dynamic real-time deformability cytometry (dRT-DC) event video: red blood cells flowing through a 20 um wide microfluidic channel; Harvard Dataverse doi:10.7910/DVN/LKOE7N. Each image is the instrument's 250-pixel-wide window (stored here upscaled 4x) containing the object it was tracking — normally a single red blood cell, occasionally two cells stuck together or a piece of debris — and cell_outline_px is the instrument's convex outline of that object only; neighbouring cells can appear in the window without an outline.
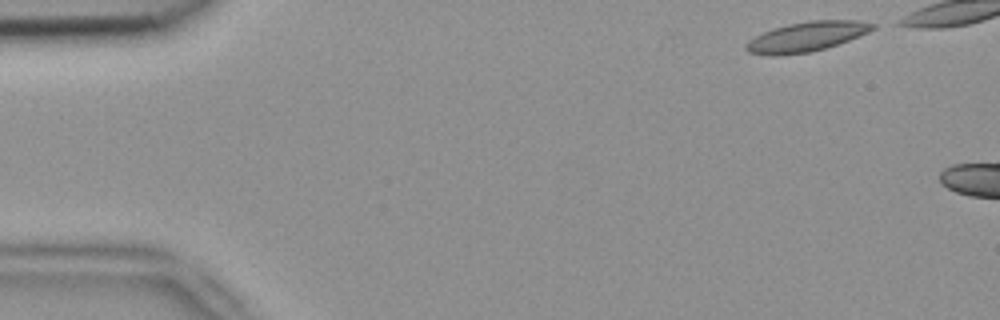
{"species": "common noctule bat (a hibernating species)", "species_latin": "Nyctalus noctula", "temperature_condition": "room temperature", "stored_images_in_passage": 7, "camera_frame_rate_fps": 3000, "um_per_image_px": 0.085, "animal": {"sex": "female", "body_mass_g": 18.4}, "frame": {"image": 1, "passage_image": 1, "time_ms": 0.0, "image_size_px": [1000, 320], "cell_outline_px": [[876, 28], [868, 32], [848, 40], [812, 52], [772, 56], [748, 52], [744, 48], [744, 44], [748, 40], [772, 28], [788, 24], [808, 20], [860, 20], [876, 24]], "centroid_in_image_um": [68.54, 3.11], "position_along_channel_um": 16.5, "area_um2": 21.96}}